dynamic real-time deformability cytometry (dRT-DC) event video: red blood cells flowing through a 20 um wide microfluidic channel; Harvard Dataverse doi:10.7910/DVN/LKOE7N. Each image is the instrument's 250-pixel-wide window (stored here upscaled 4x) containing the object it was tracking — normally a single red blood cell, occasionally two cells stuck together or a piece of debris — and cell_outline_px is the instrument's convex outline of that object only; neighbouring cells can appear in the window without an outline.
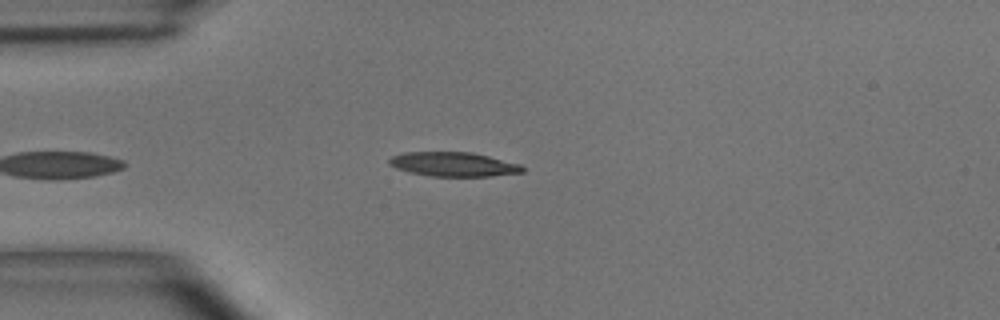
{"species": "common noctule bat (a hibernating species)", "species_latin": "Nyctalus noctula", "temperature_condition": "room temperature", "stored_images_in_passage": 32, "camera_frame_rate_fps": 3000, "um_per_image_px": 0.085, "animal": {"sex": "male", "body_mass_g": 15.6}, "frame": {"image": 1, "passage_image": 1, "time_ms": 0.0, "image_size_px": [1000, 320], "cell_outline_px": [[524, 172], [492, 176], [428, 176], [408, 172], [396, 168], [388, 164], [388, 160], [392, 156], [404, 152], [472, 152], [520, 164], [524, 168]], "centroid_in_image_um": [38.52, 13.96], "position_along_channel_um": 46.5, "area_um2": 18.9}}
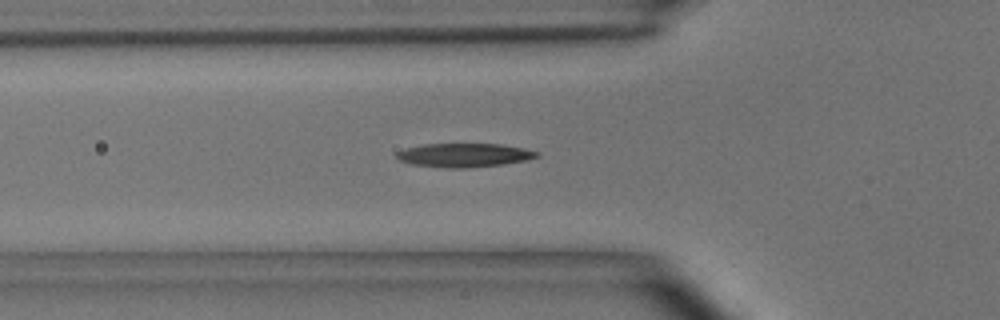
{"frame": {"image": 2, "passage_image": 5, "time_ms": 1.333, "image_size_px": [1000, 320], "cell_outline_px": [[540, 156], [524, 160], [504, 164], [468, 168], [444, 168], [408, 164], [400, 160], [396, 156], [396, 152], [408, 148], [424, 144], [500, 144], [524, 148], [540, 152]], "centroid_in_image_um": [39.45, 13.19], "position_along_channel_um": 86.3, "area_um2": 19.48}}
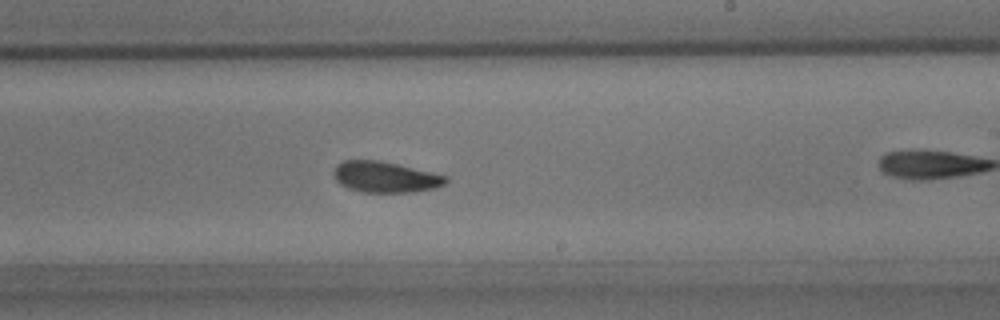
{"frame": {"image": 3, "passage_image": 14, "time_ms": 4.333, "image_size_px": [1000, 320], "cell_outline_px": [[448, 180], [444, 184], [436, 188], [412, 192], [364, 192], [348, 188], [340, 184], [336, 180], [332, 172], [336, 164], [344, 160], [380, 160], [448, 176]], "centroid_in_image_um": [32.72, 15.04], "position_along_channel_um": 256.3, "area_um2": 20.23}, "authors_computed_cell_mechanics": {"area_um2": 19.6809, "velocity_mm_per_s": 4.09, "shape_relaxation_time_tau1_ms": 6.554, "shape_relaxation_time_tau2_ms": 8.3303, "deformation_change_tau1": 0.3105, "deformation_change_tau2": 0.1232}}